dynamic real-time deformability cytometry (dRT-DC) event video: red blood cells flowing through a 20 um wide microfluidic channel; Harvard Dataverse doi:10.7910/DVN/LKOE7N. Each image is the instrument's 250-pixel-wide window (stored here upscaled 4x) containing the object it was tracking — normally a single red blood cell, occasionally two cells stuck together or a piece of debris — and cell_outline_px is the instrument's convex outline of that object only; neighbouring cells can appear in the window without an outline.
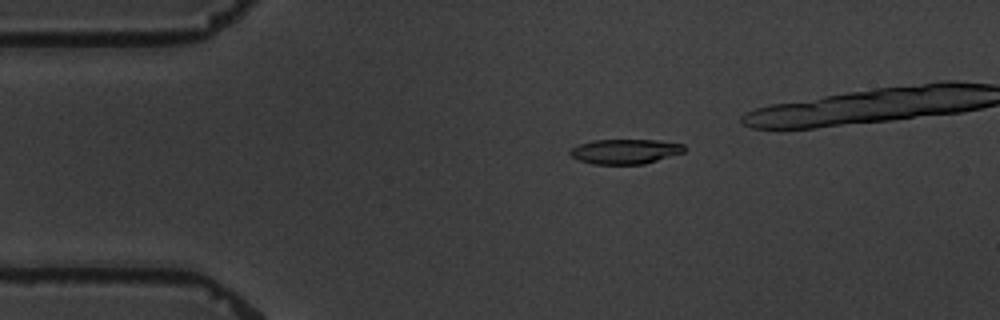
{"species": "common noctule bat (a hibernating species)", "species_latin": "Nyctalus noctula", "temperature_condition": "warm", "stored_images_in_passage": 11, "camera_frame_rate_fps": 3000, "um_per_image_px": 0.085, "animal": {"sex": "male", "body_mass_g": 19.5, "forearm_length_mm": 54.6}, "frame": {"image": 1, "passage_image": 4, "time_ms": 3.333, "image_size_px": [1000, 320], "cell_outline_px": [[688, 148], [684, 152], [644, 164], [592, 164], [580, 160], [572, 156], [568, 152], [572, 148], [580, 144], [592, 140], [656, 140], [684, 144]], "centroid_in_image_um": [53.17, 12.87], "position_along_channel_um": 31.8, "area_um2": 16.47}}
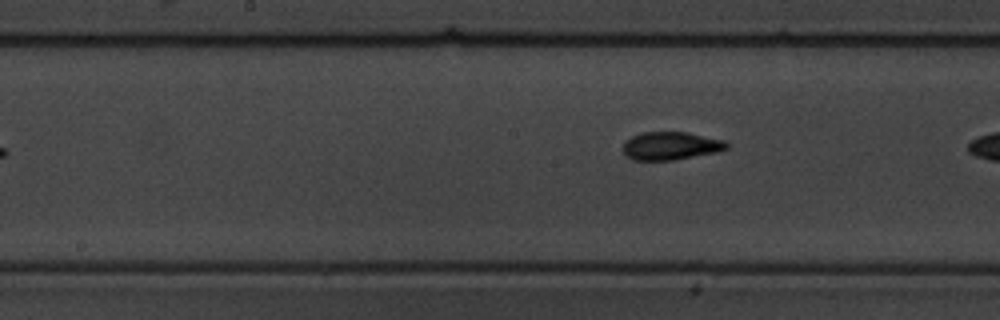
{"frame": {"image": 2, "passage_image": 10, "time_ms": 11.0, "image_size_px": [1000, 320], "cell_outline_px": [[728, 148], [716, 152], [676, 160], [632, 160], [624, 156], [624, 144], [632, 136], [644, 132], [688, 132], [724, 140], [728, 144]], "centroid_in_image_um": [57.02, 12.4], "position_along_channel_um": 191.2, "area_um2": 16.94}}